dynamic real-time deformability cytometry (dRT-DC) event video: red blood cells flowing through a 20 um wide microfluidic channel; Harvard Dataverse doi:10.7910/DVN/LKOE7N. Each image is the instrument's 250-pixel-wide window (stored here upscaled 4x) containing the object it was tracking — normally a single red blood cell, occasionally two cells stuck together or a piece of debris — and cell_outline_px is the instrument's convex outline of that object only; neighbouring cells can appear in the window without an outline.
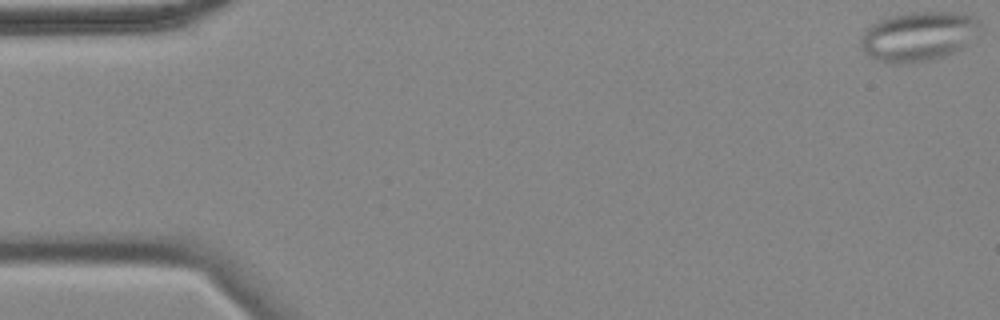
{"species": "common noctule bat (a hibernating species)", "species_latin": "Nyctalus noctula", "temperature_condition": "cold", "stored_images_in_passage": 57, "camera_frame_rate_fps": 3000, "um_per_image_px": 0.085, "animal": {"sex": "female", "body_mass_g": 18.4}, "frame": {"image": 1, "passage_image": 1, "time_ms": 0.0, "image_size_px": [1000, 320], "cell_outline_px": [[984, 28], [964, 48], [944, 56], [932, 60], [888, 64], [864, 52], [860, 44], [860, 40], [864, 32], [872, 24], [880, 20], [892, 16], [912, 12], [952, 12], [972, 16], [980, 20]], "centroid_in_image_um": [78.14, 3.08], "position_along_channel_um": 6.9, "area_um2": 34.45}}
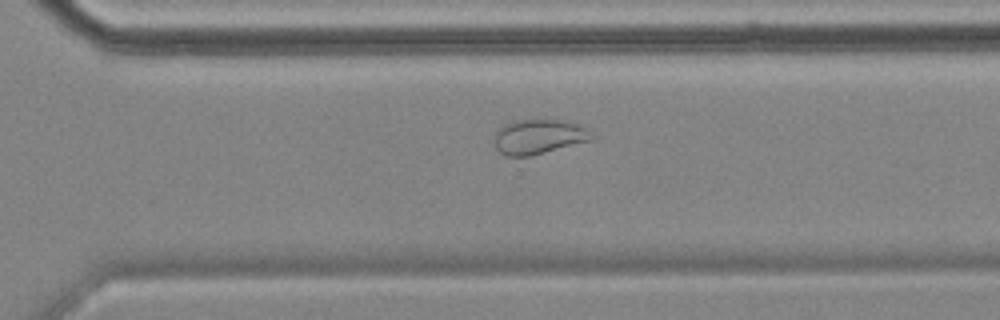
{"frame": {"image": 2, "passage_image": 40, "time_ms": 13.0, "image_size_px": [1000, 320], "cell_outline_px": [[596, 136], [592, 140], [528, 156], [504, 156], [496, 148], [496, 132], [504, 124], [512, 120], [572, 120], [588, 128]], "centroid_in_image_um": [45.86, 11.59], "position_along_channel_um": 324.7, "area_um2": 19.83}}
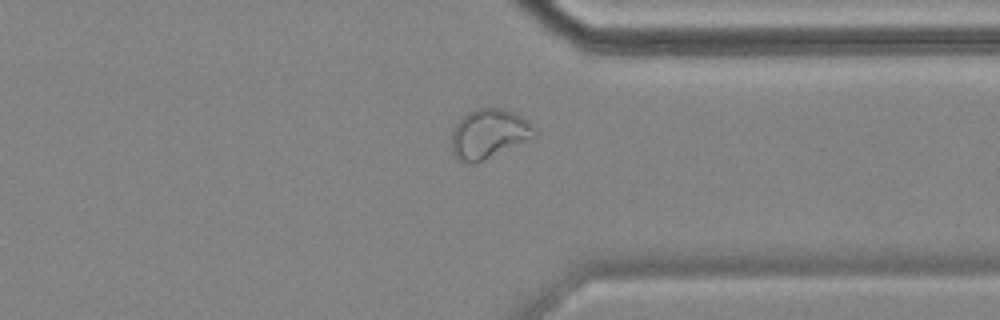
{"frame": {"image": 3, "passage_image": 44, "time_ms": 14.333, "image_size_px": [1000, 320], "cell_outline_px": [[536, 140], [476, 164], [468, 164], [452, 156], [452, 128], [468, 112], [476, 108], [504, 108], [516, 112], [532, 124], [536, 132]], "centroid_in_image_um": [41.62, 11.41], "position_along_channel_um": 369.8, "area_um2": 24.91}, "authors_computed_cell_mechanics": {"area_um2": 26.0678, "velocity_mm_per_s": 3.4899, "shape_relaxation_time_tau1_ms": null, "shape_relaxation_time_tau2_ms": 1.601, "deformation_change_tau1": null, "deformation_change_tau2": 0.0656}}